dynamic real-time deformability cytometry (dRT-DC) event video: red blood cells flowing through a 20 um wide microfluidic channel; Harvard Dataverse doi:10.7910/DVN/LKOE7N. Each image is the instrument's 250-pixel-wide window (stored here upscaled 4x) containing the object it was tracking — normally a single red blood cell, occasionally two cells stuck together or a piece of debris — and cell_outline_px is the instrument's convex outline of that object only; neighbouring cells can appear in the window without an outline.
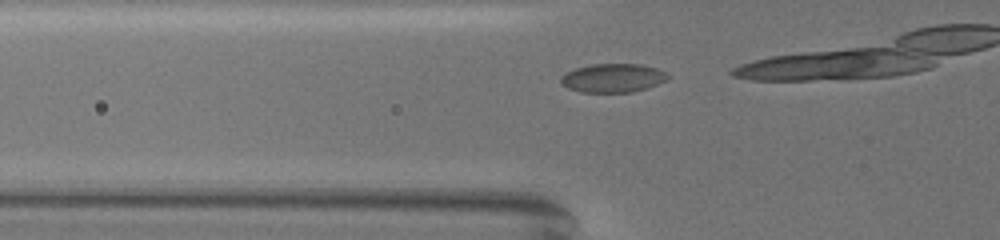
{"species": "common noctule bat (a hibernating species)", "species_latin": "Nyctalus noctula", "temperature_condition": "warm", "stored_images_in_passage": 9, "camera_frame_rate_fps": 3000, "um_per_image_px": 0.085, "animal": {"sex": "female", "body_mass_g": 19.5, "forearm_length_mm": 54.1}, "frame": {"image": 1, "passage_image": 4, "time_ms": 1.0, "image_size_px": [1000, 240], "cell_outline_px": [[668, 80], [648, 88], [632, 92], [580, 92], [568, 88], [560, 84], [560, 76], [576, 68], [592, 64], [640, 64], [656, 68], [664, 72], [668, 76]], "centroid_in_image_um": [52.08, 6.64], "position_along_channel_um": 73.7, "area_um2": 17.92}}
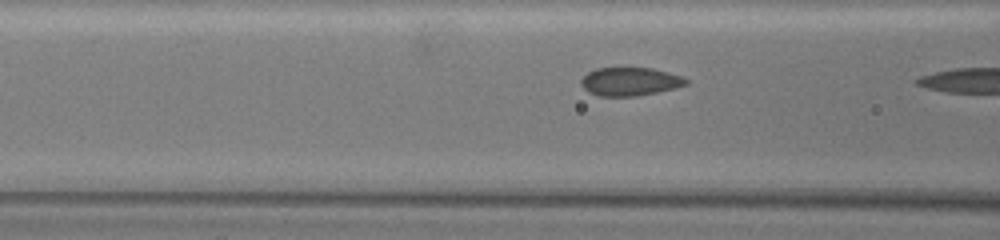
{"frame": {"image": 2, "passage_image": 8, "time_ms": 2.333, "image_size_px": [1000, 240], "cell_outline_px": [[688, 84], [676, 88], [636, 96], [600, 96], [588, 92], [580, 84], [580, 80], [588, 72], [596, 68], [620, 64], [652, 68], [668, 72], [680, 76], [688, 80]], "centroid_in_image_um": [53.5, 6.87], "position_along_channel_um": 113.1, "area_um2": 18.09}}